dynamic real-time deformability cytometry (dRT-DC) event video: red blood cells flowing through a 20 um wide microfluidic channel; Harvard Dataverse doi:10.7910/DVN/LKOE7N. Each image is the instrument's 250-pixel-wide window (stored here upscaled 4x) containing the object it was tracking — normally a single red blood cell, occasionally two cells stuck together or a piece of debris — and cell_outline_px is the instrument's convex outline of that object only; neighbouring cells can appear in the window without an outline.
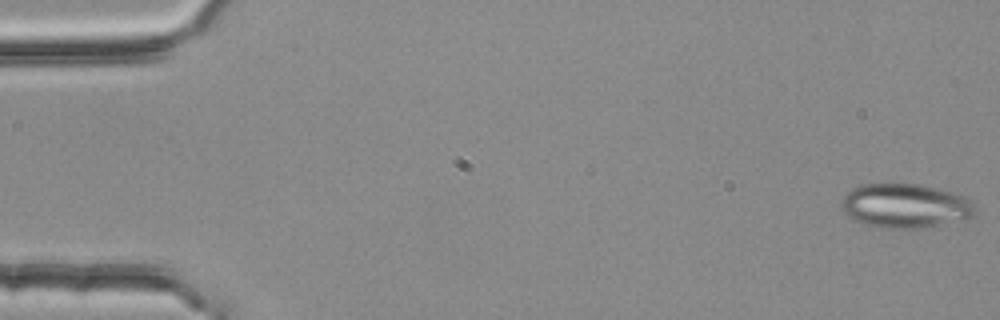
{"species": "common noctule bat (a hibernating species)", "species_latin": "Nyctalus noctula", "temperature_condition": "room temperature", "stored_images_in_passage": 4, "camera_frame_rate_fps": 3000, "um_per_image_px": 0.085, "animal": {"sex": "female", "body_mass_g": 25.1}, "frame": {"image": 1, "passage_image": 1, "time_ms": 0.0, "image_size_px": [1000, 320], "cell_outline_px": [[976, 212], [972, 216], [936, 228], [876, 228], [852, 220], [840, 208], [840, 200], [852, 188], [860, 184], [920, 184], [952, 192], [964, 196], [972, 200]], "centroid_in_image_um": [76.93, 17.52], "position_along_channel_um": 8.1, "area_um2": 35.14}}